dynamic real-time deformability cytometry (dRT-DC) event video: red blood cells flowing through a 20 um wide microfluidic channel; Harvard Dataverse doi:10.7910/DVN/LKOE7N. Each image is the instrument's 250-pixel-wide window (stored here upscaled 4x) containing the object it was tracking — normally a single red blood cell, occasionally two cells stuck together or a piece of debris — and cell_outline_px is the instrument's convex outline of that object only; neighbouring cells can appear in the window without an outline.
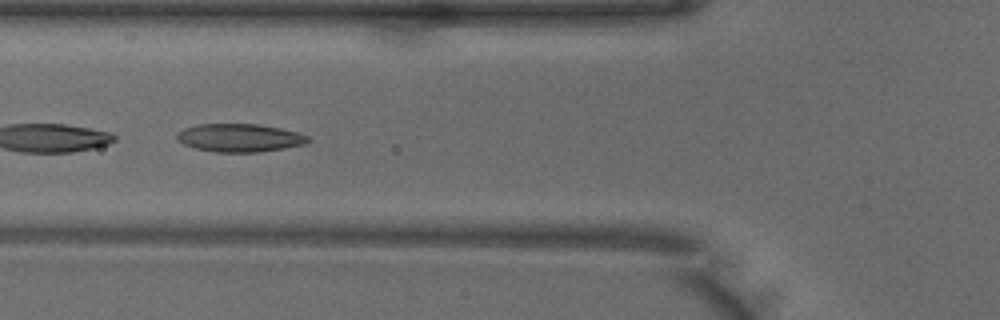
{"species": "common noctule bat (a hibernating species)", "species_latin": "Nyctalus noctula", "temperature_condition": "warm", "stored_images_in_passage": 9, "camera_frame_rate_fps": 3000, "um_per_image_px": 0.085, "animal": {"sex": "male", "body_mass_g": 18.8}, "frame": {"image": 1, "passage_image": 3, "time_ms": 0.667, "image_size_px": [1000, 320], "cell_outline_px": [[312, 140], [304, 144], [284, 148], [260, 152], [216, 152], [196, 148], [184, 144], [176, 140], [176, 136], [184, 128], [200, 124], [256, 124], [280, 128], [296, 132], [308, 136]], "centroid_in_image_um": [20.38, 11.72], "position_along_channel_um": 105.4, "area_um2": 21.33}}